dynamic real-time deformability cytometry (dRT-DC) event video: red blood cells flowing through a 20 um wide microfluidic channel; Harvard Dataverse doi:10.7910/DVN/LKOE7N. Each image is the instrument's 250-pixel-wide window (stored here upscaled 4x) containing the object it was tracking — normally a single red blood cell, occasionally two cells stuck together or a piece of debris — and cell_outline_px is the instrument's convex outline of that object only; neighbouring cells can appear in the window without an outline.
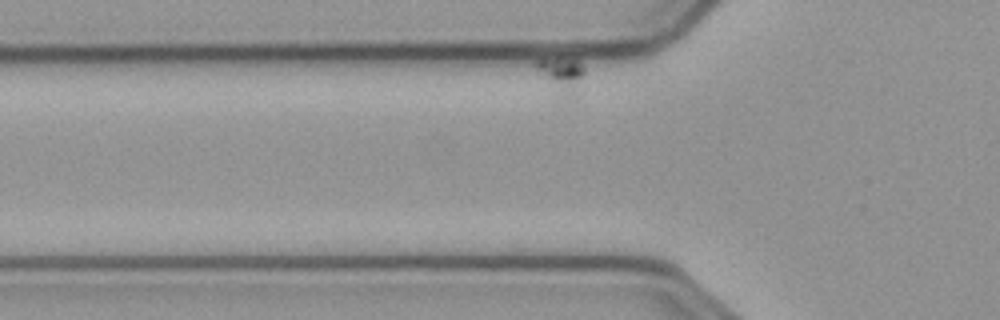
{"species": "common noctule bat (a hibernating species)", "species_latin": "Nyctalus noctula", "temperature_condition": "cold", "stored_images_in_passage": 4, "camera_frame_rate_fps": 3000, "um_per_image_px": 0.085, "animal": {"sex": "male", "body_mass_g": 23.1, "forearm_length_mm": 52.7}, "frame": {"image": 1, "passage_image": 3, "time_ms": 0.667, "image_size_px": [1000, 320], "cell_outline_px": [[584, 72], [580, 96], [572, 108], [556, 104], [532, 64], [536, 60], [544, 56], [560, 56], [576, 60], [584, 68]], "centroid_in_image_um": [47.69, 6.67], "position_along_channel_um": 78.1, "area_um2": 13.12}}